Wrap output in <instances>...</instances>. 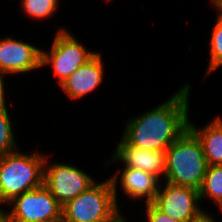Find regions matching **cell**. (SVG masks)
<instances>
[{
  "mask_svg": "<svg viewBox=\"0 0 222 222\" xmlns=\"http://www.w3.org/2000/svg\"><path fill=\"white\" fill-rule=\"evenodd\" d=\"M189 85L143 116L127 122L123 140L141 149L165 151L188 129Z\"/></svg>",
  "mask_w": 222,
  "mask_h": 222,
  "instance_id": "cell-1",
  "label": "cell"
},
{
  "mask_svg": "<svg viewBox=\"0 0 222 222\" xmlns=\"http://www.w3.org/2000/svg\"><path fill=\"white\" fill-rule=\"evenodd\" d=\"M167 183L200 189L208 167L203 147L188 128L165 150Z\"/></svg>",
  "mask_w": 222,
  "mask_h": 222,
  "instance_id": "cell-2",
  "label": "cell"
},
{
  "mask_svg": "<svg viewBox=\"0 0 222 222\" xmlns=\"http://www.w3.org/2000/svg\"><path fill=\"white\" fill-rule=\"evenodd\" d=\"M47 157L18 151L0 157V203L43 185Z\"/></svg>",
  "mask_w": 222,
  "mask_h": 222,
  "instance_id": "cell-3",
  "label": "cell"
},
{
  "mask_svg": "<svg viewBox=\"0 0 222 222\" xmlns=\"http://www.w3.org/2000/svg\"><path fill=\"white\" fill-rule=\"evenodd\" d=\"M116 179L117 176H113L108 181L94 184L68 201L62 206V220L64 222H98L112 214L118 208Z\"/></svg>",
  "mask_w": 222,
  "mask_h": 222,
  "instance_id": "cell-4",
  "label": "cell"
},
{
  "mask_svg": "<svg viewBox=\"0 0 222 222\" xmlns=\"http://www.w3.org/2000/svg\"><path fill=\"white\" fill-rule=\"evenodd\" d=\"M12 202L15 204L9 212L11 222L62 220V206L44 185L16 196L9 203Z\"/></svg>",
  "mask_w": 222,
  "mask_h": 222,
  "instance_id": "cell-5",
  "label": "cell"
},
{
  "mask_svg": "<svg viewBox=\"0 0 222 222\" xmlns=\"http://www.w3.org/2000/svg\"><path fill=\"white\" fill-rule=\"evenodd\" d=\"M95 54L87 51L78 40L63 29L55 36L51 53L41 51V66L51 63L54 75L59 76L58 82L62 84Z\"/></svg>",
  "mask_w": 222,
  "mask_h": 222,
  "instance_id": "cell-6",
  "label": "cell"
},
{
  "mask_svg": "<svg viewBox=\"0 0 222 222\" xmlns=\"http://www.w3.org/2000/svg\"><path fill=\"white\" fill-rule=\"evenodd\" d=\"M159 188L153 204L163 213L179 222H200L208 215L196 205L200 200L199 190L189 186L167 183Z\"/></svg>",
  "mask_w": 222,
  "mask_h": 222,
  "instance_id": "cell-7",
  "label": "cell"
},
{
  "mask_svg": "<svg viewBox=\"0 0 222 222\" xmlns=\"http://www.w3.org/2000/svg\"><path fill=\"white\" fill-rule=\"evenodd\" d=\"M94 184L90 176L71 165L57 163L44 169L43 185L61 206Z\"/></svg>",
  "mask_w": 222,
  "mask_h": 222,
  "instance_id": "cell-8",
  "label": "cell"
},
{
  "mask_svg": "<svg viewBox=\"0 0 222 222\" xmlns=\"http://www.w3.org/2000/svg\"><path fill=\"white\" fill-rule=\"evenodd\" d=\"M38 48L12 38L0 41V78L2 73H24L41 66Z\"/></svg>",
  "mask_w": 222,
  "mask_h": 222,
  "instance_id": "cell-9",
  "label": "cell"
},
{
  "mask_svg": "<svg viewBox=\"0 0 222 222\" xmlns=\"http://www.w3.org/2000/svg\"><path fill=\"white\" fill-rule=\"evenodd\" d=\"M114 160H122L125 167H133L151 173L156 177L165 174V151L147 150L130 146L124 140L116 148Z\"/></svg>",
  "mask_w": 222,
  "mask_h": 222,
  "instance_id": "cell-10",
  "label": "cell"
},
{
  "mask_svg": "<svg viewBox=\"0 0 222 222\" xmlns=\"http://www.w3.org/2000/svg\"><path fill=\"white\" fill-rule=\"evenodd\" d=\"M102 69L101 56L96 53L60 84V86L69 97L73 99L81 98L101 83L103 76Z\"/></svg>",
  "mask_w": 222,
  "mask_h": 222,
  "instance_id": "cell-11",
  "label": "cell"
},
{
  "mask_svg": "<svg viewBox=\"0 0 222 222\" xmlns=\"http://www.w3.org/2000/svg\"><path fill=\"white\" fill-rule=\"evenodd\" d=\"M158 182L155 175L133 167H125L121 176L124 193L134 199L147 196L146 204L155 200L160 188Z\"/></svg>",
  "mask_w": 222,
  "mask_h": 222,
  "instance_id": "cell-12",
  "label": "cell"
},
{
  "mask_svg": "<svg viewBox=\"0 0 222 222\" xmlns=\"http://www.w3.org/2000/svg\"><path fill=\"white\" fill-rule=\"evenodd\" d=\"M188 121V128L202 144L203 152L209 165H222V120L217 117L200 131Z\"/></svg>",
  "mask_w": 222,
  "mask_h": 222,
  "instance_id": "cell-13",
  "label": "cell"
},
{
  "mask_svg": "<svg viewBox=\"0 0 222 222\" xmlns=\"http://www.w3.org/2000/svg\"><path fill=\"white\" fill-rule=\"evenodd\" d=\"M200 200L208 195L222 208V165L207 167L203 184L199 189Z\"/></svg>",
  "mask_w": 222,
  "mask_h": 222,
  "instance_id": "cell-14",
  "label": "cell"
},
{
  "mask_svg": "<svg viewBox=\"0 0 222 222\" xmlns=\"http://www.w3.org/2000/svg\"><path fill=\"white\" fill-rule=\"evenodd\" d=\"M218 15L210 40V65L207 74L222 65V15Z\"/></svg>",
  "mask_w": 222,
  "mask_h": 222,
  "instance_id": "cell-15",
  "label": "cell"
},
{
  "mask_svg": "<svg viewBox=\"0 0 222 222\" xmlns=\"http://www.w3.org/2000/svg\"><path fill=\"white\" fill-rule=\"evenodd\" d=\"M14 140L10 117L5 110L0 112V157L14 152L16 149Z\"/></svg>",
  "mask_w": 222,
  "mask_h": 222,
  "instance_id": "cell-16",
  "label": "cell"
},
{
  "mask_svg": "<svg viewBox=\"0 0 222 222\" xmlns=\"http://www.w3.org/2000/svg\"><path fill=\"white\" fill-rule=\"evenodd\" d=\"M58 0H23L26 14L36 18L49 17L57 8Z\"/></svg>",
  "mask_w": 222,
  "mask_h": 222,
  "instance_id": "cell-17",
  "label": "cell"
},
{
  "mask_svg": "<svg viewBox=\"0 0 222 222\" xmlns=\"http://www.w3.org/2000/svg\"><path fill=\"white\" fill-rule=\"evenodd\" d=\"M146 206L149 222H179L160 211L153 203H147Z\"/></svg>",
  "mask_w": 222,
  "mask_h": 222,
  "instance_id": "cell-18",
  "label": "cell"
},
{
  "mask_svg": "<svg viewBox=\"0 0 222 222\" xmlns=\"http://www.w3.org/2000/svg\"><path fill=\"white\" fill-rule=\"evenodd\" d=\"M118 208L110 214L108 217L98 221V222H125L124 218L119 215Z\"/></svg>",
  "mask_w": 222,
  "mask_h": 222,
  "instance_id": "cell-19",
  "label": "cell"
},
{
  "mask_svg": "<svg viewBox=\"0 0 222 222\" xmlns=\"http://www.w3.org/2000/svg\"><path fill=\"white\" fill-rule=\"evenodd\" d=\"M3 78H0V112L7 110L4 100Z\"/></svg>",
  "mask_w": 222,
  "mask_h": 222,
  "instance_id": "cell-20",
  "label": "cell"
},
{
  "mask_svg": "<svg viewBox=\"0 0 222 222\" xmlns=\"http://www.w3.org/2000/svg\"><path fill=\"white\" fill-rule=\"evenodd\" d=\"M0 222H11L9 213H4V211L0 210Z\"/></svg>",
  "mask_w": 222,
  "mask_h": 222,
  "instance_id": "cell-21",
  "label": "cell"
},
{
  "mask_svg": "<svg viewBox=\"0 0 222 222\" xmlns=\"http://www.w3.org/2000/svg\"><path fill=\"white\" fill-rule=\"evenodd\" d=\"M216 6L219 11H221V13L219 12L218 14L222 15V0H211Z\"/></svg>",
  "mask_w": 222,
  "mask_h": 222,
  "instance_id": "cell-22",
  "label": "cell"
},
{
  "mask_svg": "<svg viewBox=\"0 0 222 222\" xmlns=\"http://www.w3.org/2000/svg\"><path fill=\"white\" fill-rule=\"evenodd\" d=\"M200 222H214V220H213L212 217L209 216V214H208V216H207L206 218H204L203 220H201Z\"/></svg>",
  "mask_w": 222,
  "mask_h": 222,
  "instance_id": "cell-23",
  "label": "cell"
}]
</instances>
